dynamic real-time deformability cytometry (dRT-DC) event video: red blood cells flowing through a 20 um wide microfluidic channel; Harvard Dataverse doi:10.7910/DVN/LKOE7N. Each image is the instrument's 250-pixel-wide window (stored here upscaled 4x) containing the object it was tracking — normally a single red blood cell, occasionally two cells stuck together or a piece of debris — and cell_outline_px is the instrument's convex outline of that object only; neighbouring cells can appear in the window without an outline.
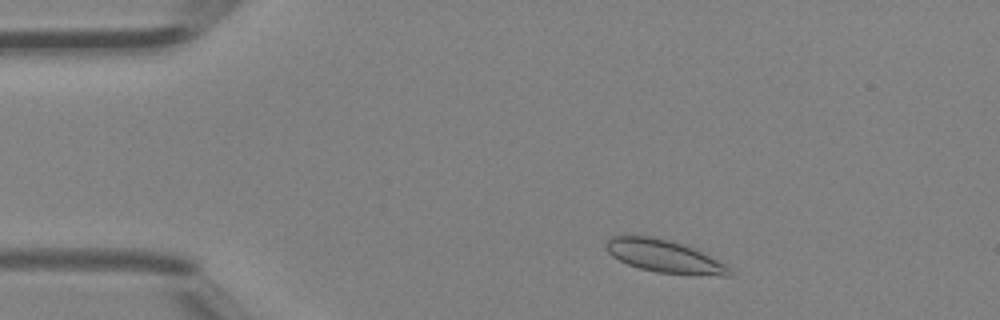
{"species": "Egyptian fruit bat (a non-hibernating species)", "species_latin": "Rousettus aegyptiacus", "temperature_condition": "room temperature", "stored_images_in_passage": 2, "camera_frame_rate_fps": 3000, "um_per_image_px": 0.085, "animal": {"sex": "female"}, "frame": {"image": 1, "passage_image": 1, "time_ms": 0.0, "image_size_px": [1000, 320], "cell_outline_px": [[732, 276], [692, 276], [656, 272], [640, 268], [628, 264], [612, 256], [604, 248], [604, 244], [612, 236], [652, 236], [684, 244], [696, 248], [732, 268]], "centroid_in_image_um": [56.53, 21.81], "position_along_channel_um": 28.5, "area_um2": 23.93}}